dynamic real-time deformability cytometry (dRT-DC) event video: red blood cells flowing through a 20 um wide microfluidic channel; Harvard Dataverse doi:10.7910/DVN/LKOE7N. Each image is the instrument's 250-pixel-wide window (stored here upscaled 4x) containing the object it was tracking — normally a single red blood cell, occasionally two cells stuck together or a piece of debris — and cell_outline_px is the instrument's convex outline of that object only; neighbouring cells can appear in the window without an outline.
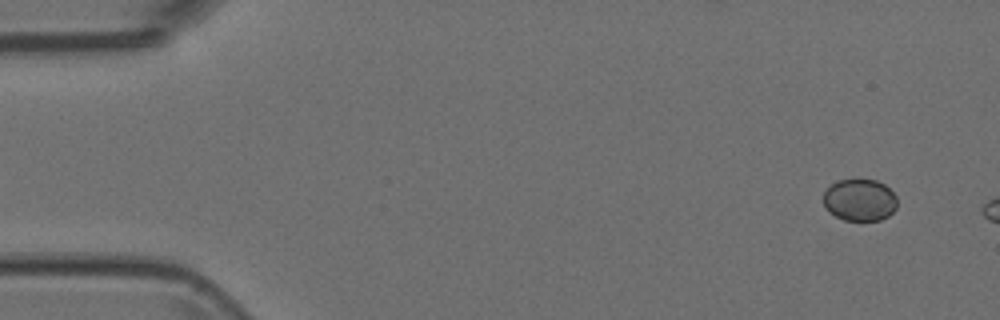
{"species": "Egyptian fruit bat (a non-hibernating species)", "species_latin": "Rousettus aegyptiacus", "temperature_condition": "room temperature", "stored_images_in_passage": 4, "camera_frame_rate_fps": 3000, "um_per_image_px": 0.085, "animal": {"sex": "female"}, "frame": {"image": 1, "passage_image": 1, "time_ms": 0.0, "image_size_px": [1000, 320], "cell_outline_px": [[896, 208], [888, 216], [880, 220], [844, 220], [828, 212], [824, 208], [824, 192], [832, 184], [840, 180], [876, 180], [884, 184], [896, 196]], "centroid_in_image_um": [73.07, 17.01], "position_along_channel_um": 11.9, "area_um2": 17.92}}